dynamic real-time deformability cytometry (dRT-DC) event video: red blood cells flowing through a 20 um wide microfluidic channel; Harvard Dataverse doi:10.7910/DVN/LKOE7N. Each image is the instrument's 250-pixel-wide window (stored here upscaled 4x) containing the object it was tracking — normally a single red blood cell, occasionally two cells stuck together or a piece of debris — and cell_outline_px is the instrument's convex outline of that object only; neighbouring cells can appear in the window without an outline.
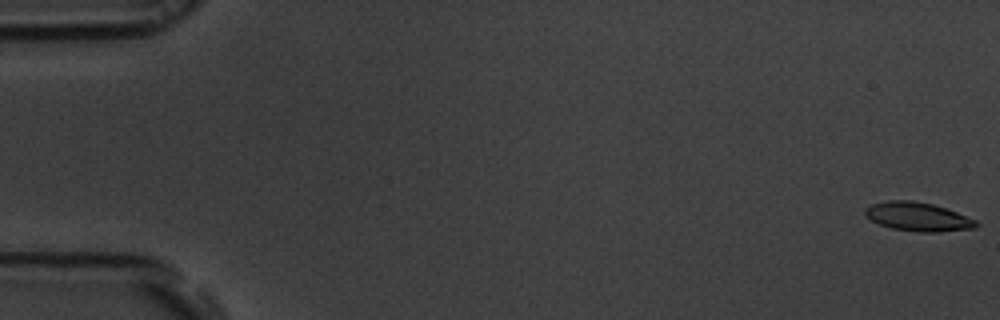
{"species": "common noctule bat (a hibernating species)", "species_latin": "Nyctalus noctula", "temperature_condition": "room temperature", "stored_images_in_passage": 55, "camera_frame_rate_fps": 3000, "um_per_image_px": 0.085, "animal": {"sex": "male", "body_mass_g": 19.5, "forearm_length_mm": 54.6}, "frame": {"image": 1, "passage_image": 1, "time_ms": 0.0, "image_size_px": [1000, 320], "cell_outline_px": [[980, 224], [976, 228], [936, 232], [920, 232], [892, 228], [880, 224], [872, 220], [864, 212], [864, 208], [872, 204], [888, 200], [912, 200], [932, 204], [956, 212], [976, 220]], "centroid_in_image_um": [78.03, 18.42], "position_along_channel_um": 7.0, "area_um2": 18.44}}
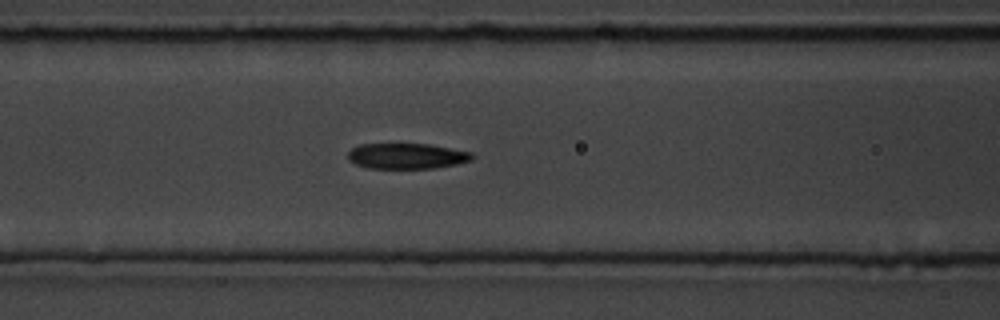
{"frame": {"image": 2, "passage_image": 23, "time_ms": 7.333, "image_size_px": [1000, 320], "cell_outline_px": [[476, 156], [472, 160], [456, 164], [432, 168], [368, 168], [356, 164], [348, 160], [348, 152], [352, 148], [360, 144], [428, 144], [472, 152]], "centroid_in_image_um": [34.58, 13.26], "position_along_channel_um": 132.0, "area_um2": 18.5}}
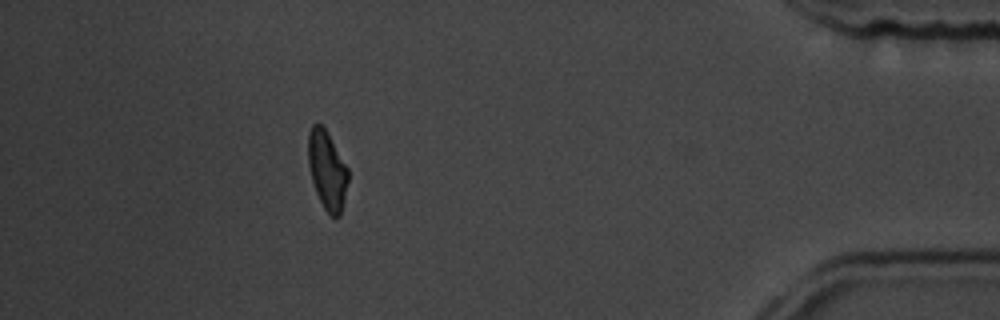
{"frame": {"image": 3, "passage_image": 49, "time_ms": 16.0, "image_size_px": [1000, 320], "cell_outline_px": [[348, 180], [344, 200], [340, 216], [336, 220], [324, 208], [316, 192], [312, 180], [308, 164], [308, 132], [312, 124], [320, 124], [324, 128], [348, 168]], "centroid_in_image_um": [27.8, 14.49], "position_along_channel_um": 407.4, "area_um2": 18.09}, "authors_computed_cell_mechanics": {"area_um2": 19.0162, "velocity_mm_per_s": 3.7719, "shape_relaxation_time_tau1_ms": 4.0024, "shape_relaxation_time_tau2_ms": 3.8051, "deformation_change_tau1": 0.1475, "deformation_change_tau2": 0.1133}}